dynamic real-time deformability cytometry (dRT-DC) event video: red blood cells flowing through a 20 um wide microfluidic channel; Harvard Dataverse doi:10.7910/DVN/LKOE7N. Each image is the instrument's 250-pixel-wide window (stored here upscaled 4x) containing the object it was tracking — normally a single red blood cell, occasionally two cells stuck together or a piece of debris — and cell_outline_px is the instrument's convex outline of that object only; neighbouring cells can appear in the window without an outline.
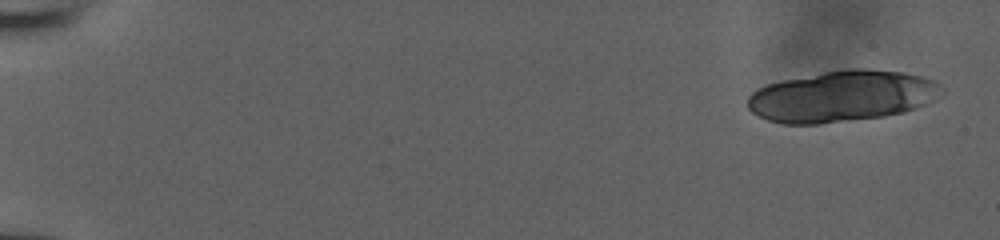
{"species": "human", "species_latin": "Homo sapiens", "temperature_condition": "room temperature", "stored_images_in_passage": 17, "camera_frame_rate_fps": 3000, "um_per_image_px": 0.085, "donor": {"sex": "male"}, "frame": {"image": 1, "passage_image": 1, "time_ms": 0.0, "image_size_px": [1000, 240], "cell_outline_px": [[944, 92], [936, 100], [916, 108], [904, 112], [884, 116], [820, 124], [784, 124], [768, 120], [752, 112], [748, 108], [748, 96], [756, 88], [768, 84], [784, 80], [824, 72], [848, 68], [868, 68], [904, 72], [920, 76], [932, 80], [944, 88]], "centroid_in_image_um": [71.6, 8.18], "position_along_channel_um": 13.4, "area_um2": 58.03}}